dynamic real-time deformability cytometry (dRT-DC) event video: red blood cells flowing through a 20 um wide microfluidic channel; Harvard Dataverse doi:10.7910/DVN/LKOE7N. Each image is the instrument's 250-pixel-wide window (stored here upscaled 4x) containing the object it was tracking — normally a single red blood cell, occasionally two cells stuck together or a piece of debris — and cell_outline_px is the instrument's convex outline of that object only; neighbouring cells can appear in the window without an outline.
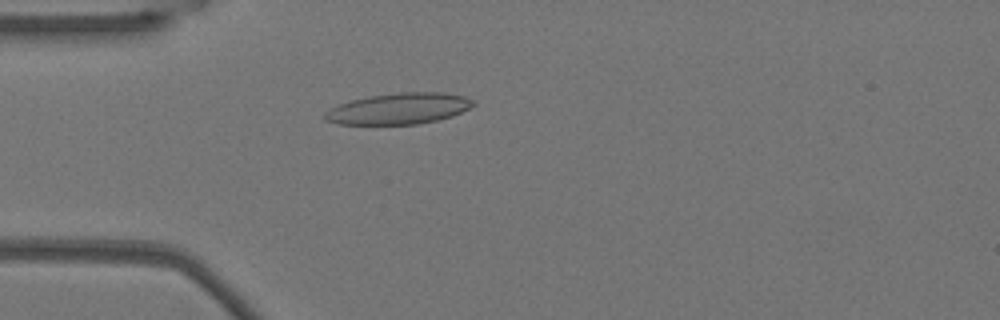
{"species": "Egyptian fruit bat (a non-hibernating species)", "species_latin": "Rousettus aegyptiacus", "temperature_condition": "warm", "stored_images_in_passage": 53, "camera_frame_rate_fps": 3000, "um_per_image_px": 0.085, "animal": {"sex": "female"}, "frame": {"image": 1, "passage_image": 15, "time_ms": 4.667, "image_size_px": [1000, 320], "cell_outline_px": [[476, 104], [452, 116], [436, 120], [416, 124], [340, 124], [324, 120], [324, 112], [340, 104], [352, 100], [368, 96], [400, 92], [444, 92], [464, 96], [476, 100]], "centroid_in_image_um": [33.92, 9.22], "position_along_channel_um": 51.1, "area_um2": 26.82}}
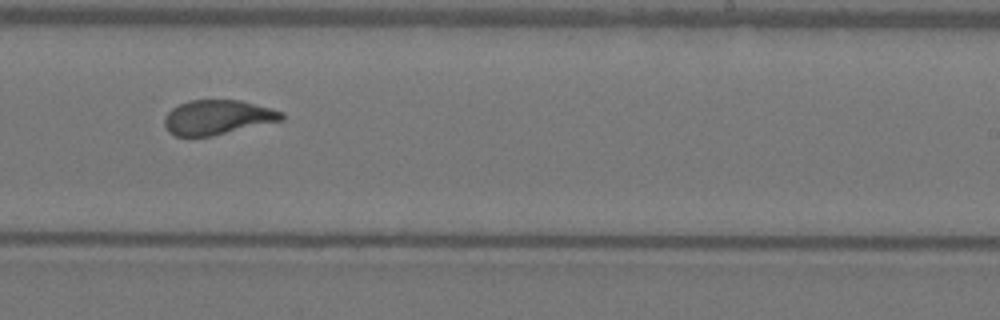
{"frame": {"image": 2, "passage_image": 33, "time_ms": 10.667, "image_size_px": [1000, 320], "cell_outline_px": [[284, 120], [212, 136], [176, 136], [168, 132], [164, 124], [164, 116], [172, 108], [188, 100], [240, 100], [272, 108], [284, 112]], "centroid_in_image_um": [18.5, 9.97], "position_along_channel_um": 270.5, "area_um2": 23.76}}
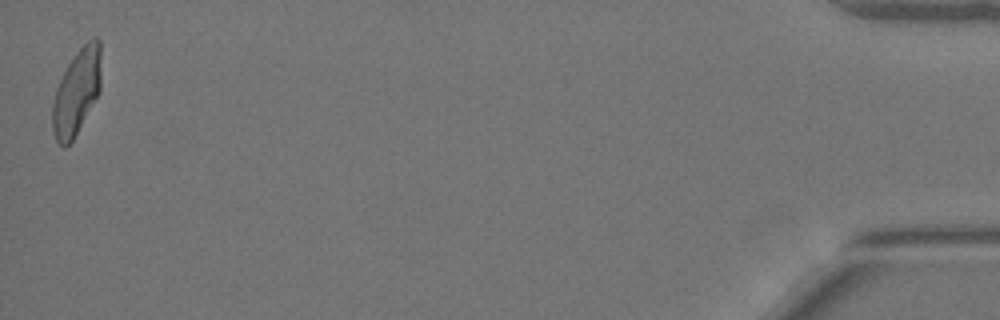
{"frame": {"image": 3, "passage_image": 53, "time_ms": 17.333, "image_size_px": [1000, 320], "cell_outline_px": [[100, 92], [72, 140], [64, 148], [56, 140], [52, 128], [52, 104], [56, 88], [68, 64], [76, 52], [88, 40], [96, 36], [100, 40]], "centroid_in_image_um": [6.51, 7.8], "position_along_channel_um": 428.7, "area_um2": 23.99}, "authors_computed_cell_mechanics": {"area_um2": 24.4494, "velocity_mm_per_s": 3.8034, "shape_relaxation_time_tau1_ms": 4.7687, "shape_relaxation_time_tau2_ms": 0.8166, "deformation_change_tau1": 0.1919, "deformation_change_tau2": 0.0809}}